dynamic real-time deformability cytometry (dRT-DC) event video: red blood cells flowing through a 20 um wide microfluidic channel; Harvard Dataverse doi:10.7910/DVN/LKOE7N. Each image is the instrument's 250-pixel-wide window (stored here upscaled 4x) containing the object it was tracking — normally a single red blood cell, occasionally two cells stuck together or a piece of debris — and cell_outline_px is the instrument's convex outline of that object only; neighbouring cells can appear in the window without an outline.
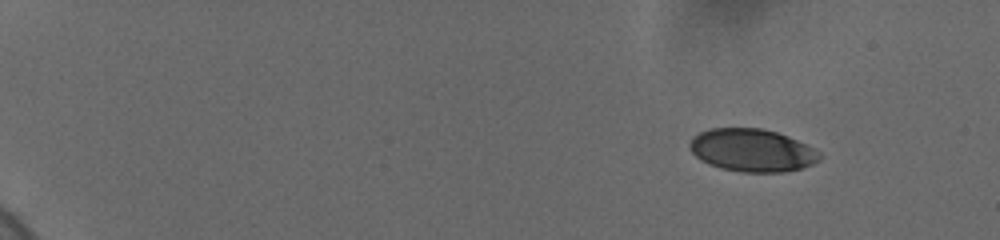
{"species": "human", "species_latin": "Homo sapiens", "temperature_condition": "cold", "stored_images_in_passage": 15, "camera_frame_rate_fps": 3000, "um_per_image_px": 0.085, "donor": {"sex": "female"}, "frame": {"image": 1, "passage_image": 1, "time_ms": 0.0, "image_size_px": [1000, 240], "cell_outline_px": [[820, 160], [812, 164], [800, 168], [784, 172], [740, 172], [720, 168], [700, 160], [688, 148], [688, 144], [692, 136], [708, 128], [760, 128], [776, 132], [788, 136], [820, 152]], "centroid_in_image_um": [63.87, 12.77], "position_along_channel_um": 21.1, "area_um2": 32.37}}
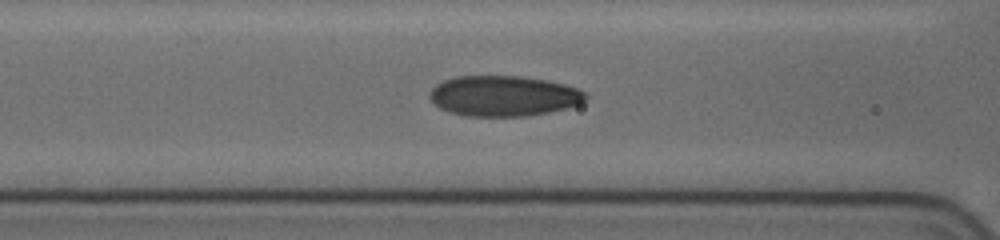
{"frame": {"image": 2, "passage_image": 9, "time_ms": 7.0, "image_size_px": [1000, 240], "cell_outline_px": [[588, 96], [580, 104], [548, 112], [524, 116], [464, 116], [448, 112], [440, 108], [428, 96], [432, 88], [436, 84], [444, 80], [456, 76], [520, 76], [544, 80], [564, 84], [576, 88], [584, 92]], "centroid_in_image_um": [42.77, 8.15], "position_along_channel_um": 123.8, "area_um2": 36.65}}
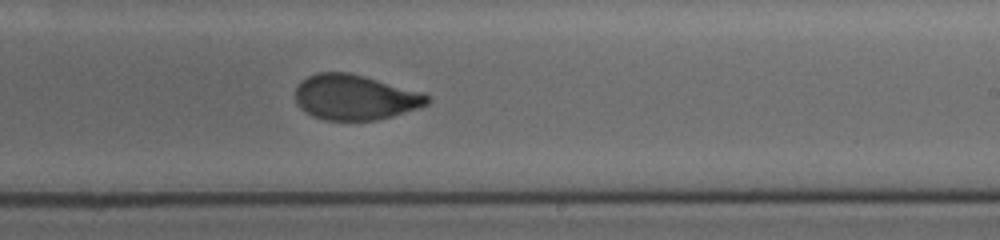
{"frame": {"image": 3, "passage_image": 15, "time_ms": 10.667, "image_size_px": [1000, 240], "cell_outline_px": [[432, 100], [428, 104], [420, 108], [392, 116], [376, 120], [324, 120], [312, 116], [300, 108], [296, 104], [296, 88], [300, 80], [316, 72], [348, 72], [364, 76], [424, 92]], "centroid_in_image_um": [30.18, 8.27], "position_along_channel_um": 258.8, "area_um2": 35.08}}